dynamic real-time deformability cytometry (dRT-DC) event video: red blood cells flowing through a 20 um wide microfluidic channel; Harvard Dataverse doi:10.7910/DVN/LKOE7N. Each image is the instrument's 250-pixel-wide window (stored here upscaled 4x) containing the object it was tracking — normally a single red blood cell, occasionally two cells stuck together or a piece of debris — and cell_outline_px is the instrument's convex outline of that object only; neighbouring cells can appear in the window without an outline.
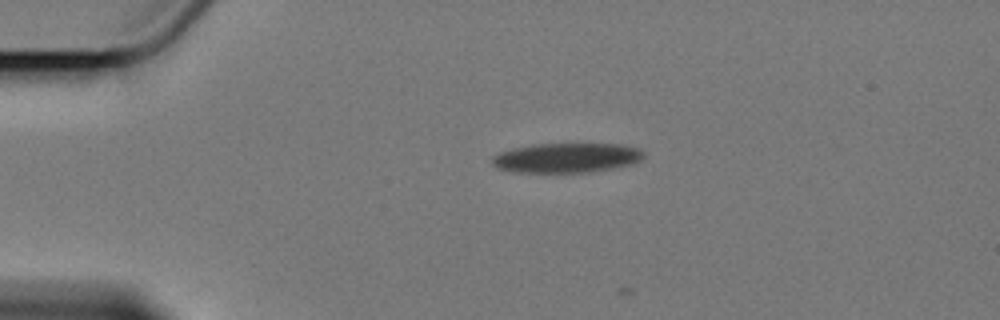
{"species": "Egyptian fruit bat (a non-hibernating species)", "species_latin": "Rousettus aegyptiacus", "temperature_condition": "cold", "stored_images_in_passage": 3, "camera_frame_rate_fps": 3000, "um_per_image_px": 0.085, "animal": {"sex": "female"}, "frame": {"image": 1, "passage_image": 1, "time_ms": 0.0, "image_size_px": [1000, 320], "cell_outline_px": [[644, 156], [640, 160], [628, 164], [588, 172], [512, 172], [496, 168], [492, 164], [492, 156], [500, 152], [512, 148], [532, 144], [616, 144], [636, 148], [644, 152]], "centroid_in_image_um": [48.06, 13.41], "position_along_channel_um": 36.9, "area_um2": 25.89}}